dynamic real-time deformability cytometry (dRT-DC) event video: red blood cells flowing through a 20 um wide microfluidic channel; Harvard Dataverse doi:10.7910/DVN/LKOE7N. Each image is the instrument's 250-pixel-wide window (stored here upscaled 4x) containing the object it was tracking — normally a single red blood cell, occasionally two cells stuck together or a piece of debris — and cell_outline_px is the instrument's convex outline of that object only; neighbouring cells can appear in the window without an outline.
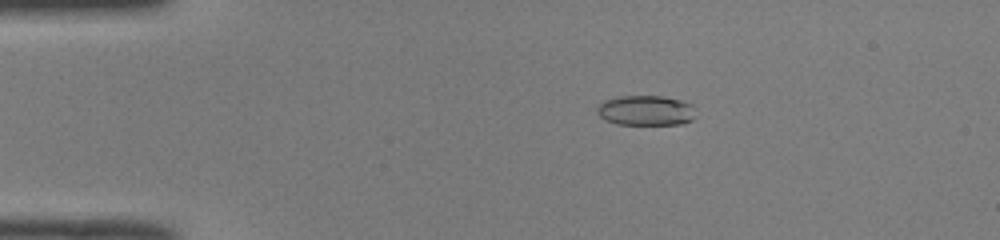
{"species": "common noctule bat (a hibernating species)", "species_latin": "Nyctalus noctula", "temperature_condition": "room temperature", "stored_images_in_passage": 17, "camera_frame_rate_fps": 3000, "um_per_image_px": 0.085, "animal": {"sex": "male", "body_mass_g": 19.0, "forearm_length_mm": 50.8}, "frame": {"image": 1, "passage_image": 10, "time_ms": 3.0, "image_size_px": [1000, 240], "cell_outline_px": [[696, 116], [692, 120], [684, 124], [616, 124], [604, 120], [596, 112], [596, 108], [604, 100], [620, 96], [664, 96], [680, 100], [692, 104]], "centroid_in_image_um": [54.9, 9.39], "position_along_channel_um": 30.1, "area_um2": 17.46}}